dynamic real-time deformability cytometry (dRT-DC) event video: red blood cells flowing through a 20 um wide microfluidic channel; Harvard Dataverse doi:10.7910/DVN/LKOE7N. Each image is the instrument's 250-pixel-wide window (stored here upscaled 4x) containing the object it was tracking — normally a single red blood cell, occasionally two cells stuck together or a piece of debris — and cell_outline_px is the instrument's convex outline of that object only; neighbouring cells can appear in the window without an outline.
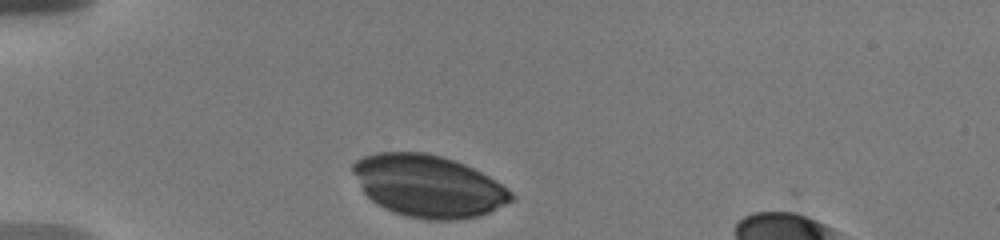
{"species": "human", "species_latin": "Homo sapiens", "temperature_condition": "warm", "stored_images_in_passage": 49, "camera_frame_rate_fps": 3000, "um_per_image_px": 0.085, "donor": {"sex": "male"}, "frame": {"image": 1, "passage_image": 1, "time_ms": 0.0, "image_size_px": [1000, 240], "cell_outline_px": [[516, 200], [480, 216], [460, 220], [424, 220], [408, 216], [384, 208], [376, 204], [364, 192], [352, 172], [352, 164], [360, 156], [376, 152], [424, 152], [440, 156], [464, 164], [488, 176], [508, 188], [516, 196]], "centroid_in_image_um": [36.42, 15.82], "position_along_channel_um": 48.6, "area_um2": 57.45}}
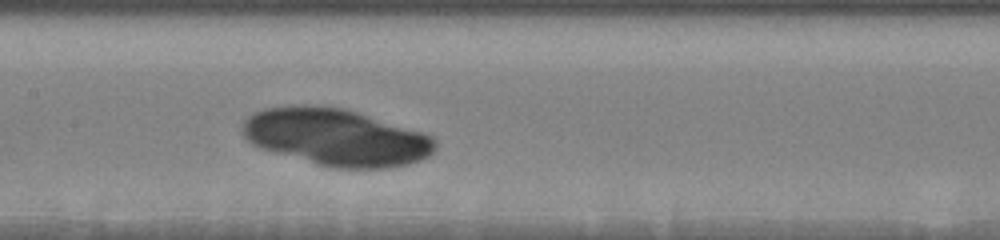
{"frame": {"image": 2, "passage_image": 18, "time_ms": 4.333, "image_size_px": [1000, 240], "cell_outline_px": [[436, 148], [428, 156], [420, 160], [408, 164], [392, 168], [336, 168], [316, 164], [260, 148], [252, 144], [240, 132], [240, 128], [244, 120], [252, 112], [264, 108], [292, 104], [316, 104], [344, 108], [424, 132], [432, 136], [436, 140]], "centroid_in_image_um": [28.53, 11.64], "position_along_channel_um": 178.9, "area_um2": 64.79}}
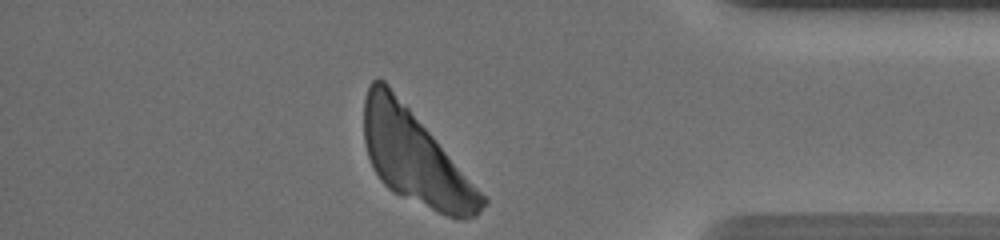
{"frame": {"image": 3, "passage_image": 48, "time_ms": 11.0, "image_size_px": [1000, 240], "cell_outline_px": [[488, 204], [476, 216], [464, 220], [448, 216], [392, 192], [380, 180], [372, 168], [368, 156], [364, 140], [364, 100], [368, 84], [372, 80], [384, 80], [388, 84], [488, 200]], "centroid_in_image_um": [35.24, 13.39], "position_along_channel_um": 400.0, "area_um2": 63.06}}